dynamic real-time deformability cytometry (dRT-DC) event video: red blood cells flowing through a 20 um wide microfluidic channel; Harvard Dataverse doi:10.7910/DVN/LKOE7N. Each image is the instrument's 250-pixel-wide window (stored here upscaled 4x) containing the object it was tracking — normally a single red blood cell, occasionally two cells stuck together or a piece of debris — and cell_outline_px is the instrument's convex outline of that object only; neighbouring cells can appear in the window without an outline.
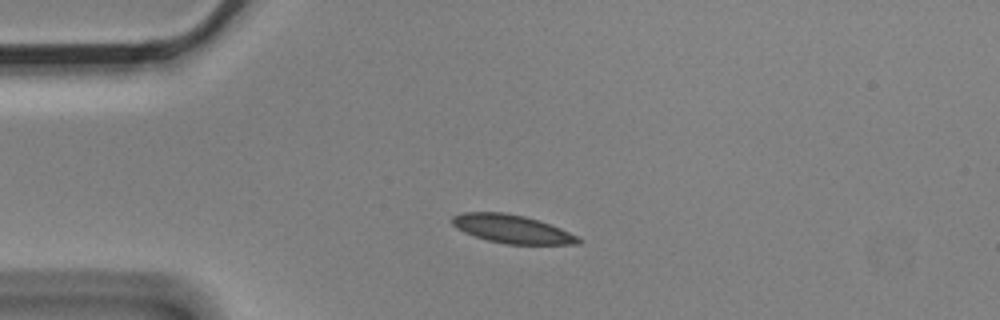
{"species": "Egyptian fruit bat (a non-hibernating species)", "species_latin": "Rousettus aegyptiacus", "temperature_condition": "cold", "stored_images_in_passage": 2, "camera_frame_rate_fps": 3000, "um_per_image_px": 0.085, "animal": {"sex": "male"}, "frame": {"image": 1, "passage_image": 1, "time_ms": 0.0, "image_size_px": [1000, 320], "cell_outline_px": [[580, 244], [504, 244], [488, 240], [464, 232], [456, 228], [452, 224], [452, 216], [464, 212], [504, 212], [524, 216], [560, 228], [580, 236]], "centroid_in_image_um": [43.52, 19.46], "position_along_channel_um": 41.5, "area_um2": 20.69}}